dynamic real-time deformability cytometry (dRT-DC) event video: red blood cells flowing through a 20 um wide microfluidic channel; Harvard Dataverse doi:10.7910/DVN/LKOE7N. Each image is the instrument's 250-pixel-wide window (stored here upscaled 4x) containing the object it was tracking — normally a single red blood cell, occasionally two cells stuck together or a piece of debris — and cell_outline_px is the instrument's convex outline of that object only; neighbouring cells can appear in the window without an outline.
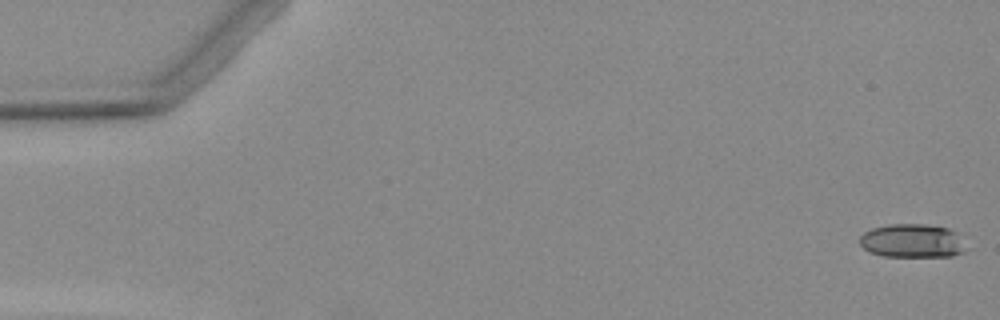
{"species": "Egyptian fruit bat (a non-hibernating species)", "species_latin": "Rousettus aegyptiacus", "temperature_condition": "warm", "stored_images_in_passage": 5, "camera_frame_rate_fps": 3000, "um_per_image_px": 0.085, "animal": {"sex": "female"}, "frame": {"image": 1, "passage_image": 1, "time_ms": 0.0, "image_size_px": [1000, 320], "cell_outline_px": [[964, 252], [952, 256], [884, 256], [868, 252], [860, 244], [860, 236], [864, 232], [872, 228], [888, 224], [924, 224], [948, 228], [956, 232]], "centroid_in_image_um": [77.46, 20.46], "position_along_channel_um": 7.5, "area_um2": 20.58}}
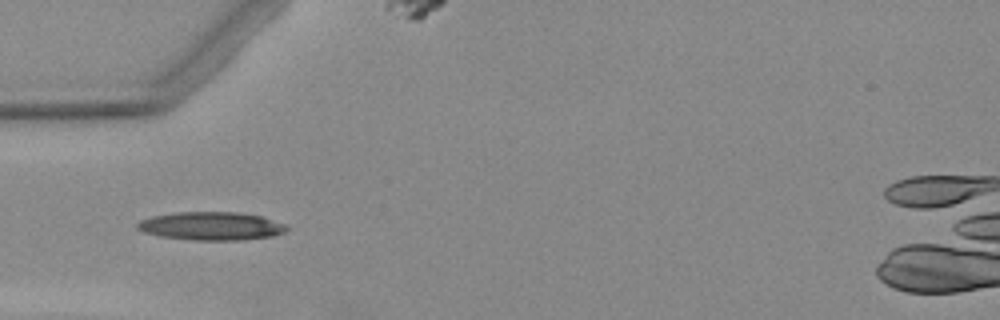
{"frame": {"image": 2, "passage_image": 5, "time_ms": 5.333, "image_size_px": [1000, 320], "cell_outline_px": [[288, 228], [284, 232], [272, 236], [244, 240], [192, 240], [160, 236], [144, 232], [136, 228], [136, 224], [140, 220], [152, 216], [176, 212], [240, 212], [260, 216], [284, 224]], "centroid_in_image_um": [17.93, 19.21], "position_along_channel_um": 67.1, "area_um2": 24.57}}